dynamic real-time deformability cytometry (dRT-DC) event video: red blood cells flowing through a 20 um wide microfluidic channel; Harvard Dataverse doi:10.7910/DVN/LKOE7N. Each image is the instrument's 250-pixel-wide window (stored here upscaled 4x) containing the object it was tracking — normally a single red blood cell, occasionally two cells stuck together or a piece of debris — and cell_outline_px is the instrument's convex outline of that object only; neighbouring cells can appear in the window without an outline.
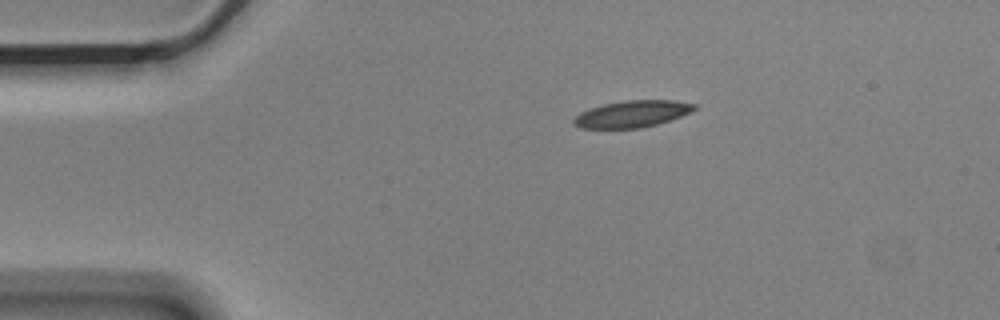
{"species": "Egyptian fruit bat (a non-hibernating species)", "species_latin": "Rousettus aegyptiacus", "temperature_condition": "cold", "stored_images_in_passage": 5, "camera_frame_rate_fps": 3000, "um_per_image_px": 0.085, "animal": {"sex": "male"}, "frame": {"image": 1, "passage_image": 1, "time_ms": 0.0, "image_size_px": [1000, 320], "cell_outline_px": [[696, 108], [692, 112], [656, 124], [640, 128], [580, 128], [572, 124], [572, 120], [580, 112], [604, 104], [624, 100], [676, 100], [696, 104]], "centroid_in_image_um": [53.73, 9.68], "position_along_channel_um": 31.3, "area_um2": 18.73}}
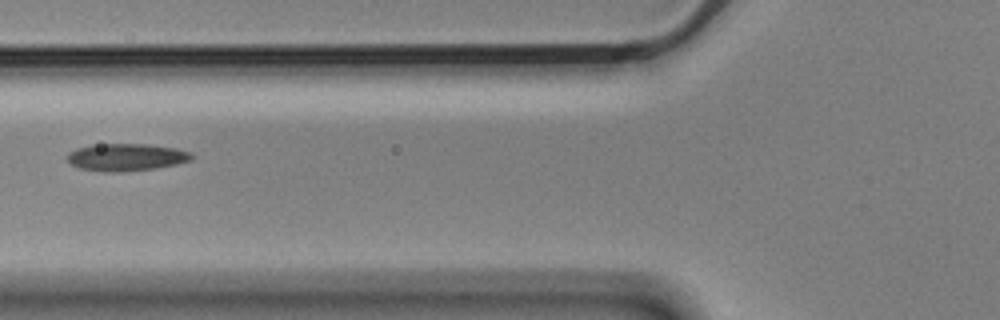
{"frame": {"image": 2, "passage_image": 4, "time_ms": 1.0, "image_size_px": [1000, 320], "cell_outline_px": [[192, 160], [176, 164], [156, 168], [116, 172], [104, 172], [80, 168], [72, 164], [68, 160], [68, 152], [76, 148], [100, 144], [148, 144], [176, 148], [192, 152]], "centroid_in_image_um": [10.76, 13.36], "position_along_channel_um": 115.0, "area_um2": 19.71}}
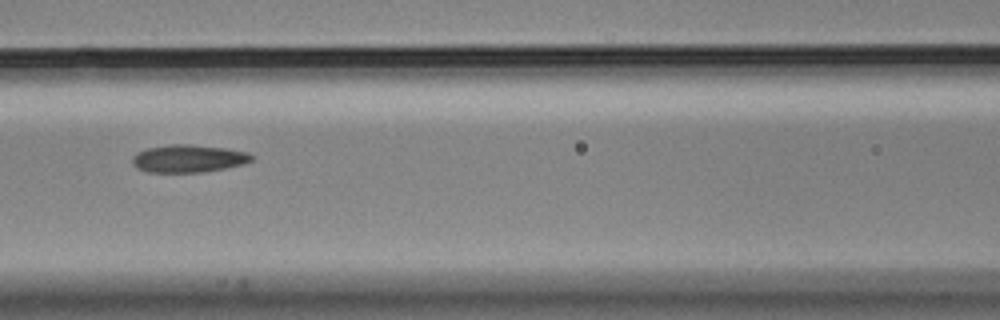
{"frame": {"image": 3, "passage_image": 5, "time_ms": 1.333, "image_size_px": [1000, 320], "cell_outline_px": [[252, 160], [244, 164], [204, 172], [148, 172], [136, 168], [132, 164], [132, 156], [136, 152], [148, 148], [172, 144], [188, 144], [224, 148], [248, 152], [252, 156]], "centroid_in_image_um": [15.98, 13.48], "position_along_channel_um": 150.6, "area_um2": 19.19}}